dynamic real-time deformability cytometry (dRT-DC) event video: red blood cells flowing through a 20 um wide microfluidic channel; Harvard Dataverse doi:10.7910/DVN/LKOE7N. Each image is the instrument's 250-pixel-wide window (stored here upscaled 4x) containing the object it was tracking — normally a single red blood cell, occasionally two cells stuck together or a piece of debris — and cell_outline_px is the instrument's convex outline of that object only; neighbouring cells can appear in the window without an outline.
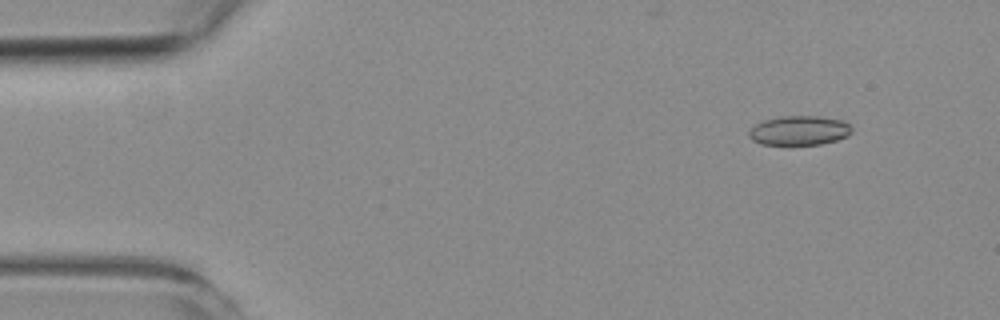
{"species": "common noctule bat (a hibernating species)", "species_latin": "Nyctalus noctula", "temperature_condition": "room temperature", "stored_images_in_passage": 5, "camera_frame_rate_fps": 3000, "um_per_image_px": 0.085, "animal": {"sex": "female", "body_mass_g": 19.3, "forearm_length_mm": 54.1}, "frame": {"image": 1, "passage_image": 1, "time_ms": 0.0, "image_size_px": [1000, 320], "cell_outline_px": [[852, 132], [848, 136], [836, 140], [820, 144], [760, 144], [752, 140], [748, 136], [748, 132], [756, 124], [764, 120], [784, 116], [820, 116], [844, 120], [852, 128]], "centroid_in_image_um": [67.96, 11.08], "position_along_channel_um": 17.0, "area_um2": 17.57}}
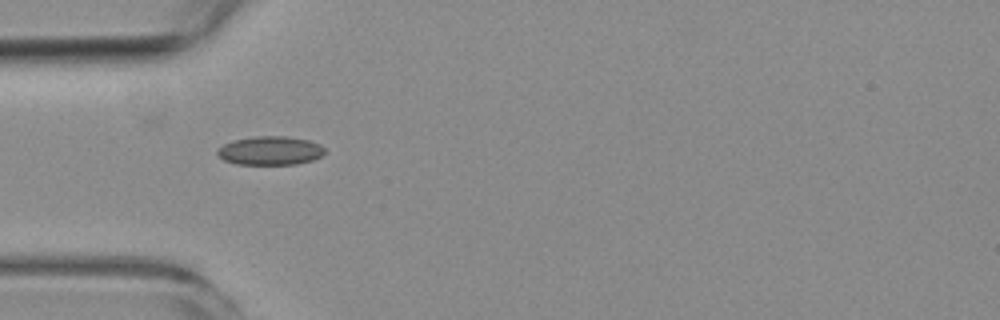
{"frame": {"image": 2, "passage_image": 4, "time_ms": 3.667, "image_size_px": [1000, 320], "cell_outline_px": [[324, 152], [320, 156], [312, 160], [296, 164], [236, 164], [224, 160], [216, 152], [224, 144], [232, 140], [256, 136], [284, 136], [308, 140], [320, 144], [324, 148]], "centroid_in_image_um": [22.96, 12.8], "position_along_channel_um": 62.0, "area_um2": 17.8}}
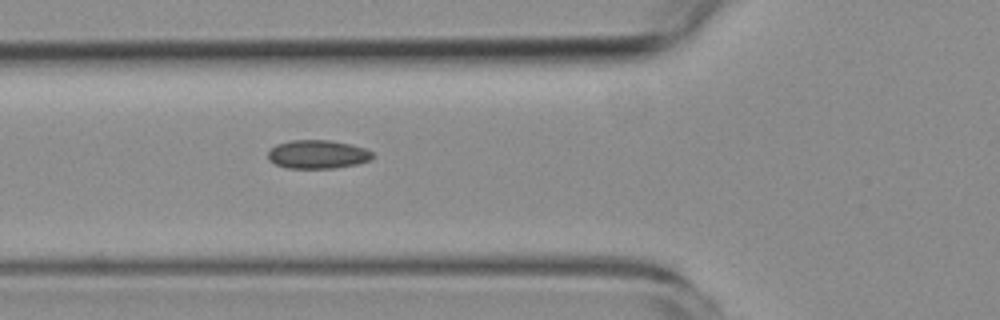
{"frame": {"image": 3, "passage_image": 5, "time_ms": 4.667, "image_size_px": [1000, 320], "cell_outline_px": [[372, 156], [368, 160], [356, 164], [336, 168], [288, 168], [276, 164], [268, 160], [268, 152], [276, 144], [292, 140], [328, 140], [348, 144], [364, 148], [372, 152]], "centroid_in_image_um": [26.95, 13.12], "position_along_channel_um": 98.8, "area_um2": 17.17}}